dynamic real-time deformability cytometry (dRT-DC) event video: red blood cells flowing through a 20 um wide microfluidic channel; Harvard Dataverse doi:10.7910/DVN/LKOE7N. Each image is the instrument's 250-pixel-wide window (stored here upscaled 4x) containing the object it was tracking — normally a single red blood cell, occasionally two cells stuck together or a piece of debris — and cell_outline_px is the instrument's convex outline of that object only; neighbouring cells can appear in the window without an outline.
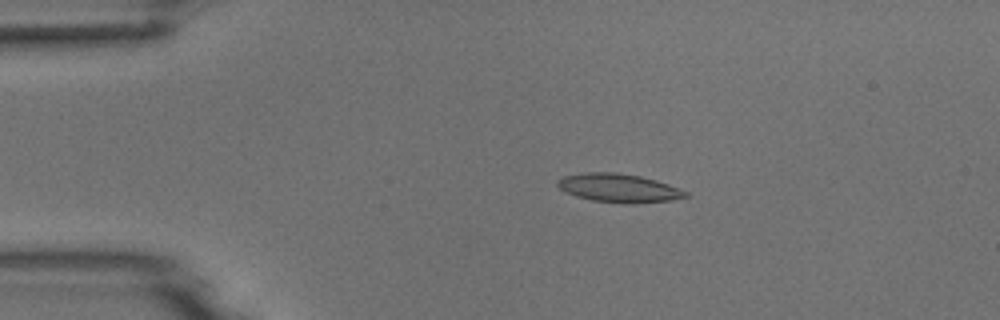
{"species": "common noctule bat (a hibernating species)", "species_latin": "Nyctalus noctula", "temperature_condition": "room temperature", "stored_images_in_passage": 3, "camera_frame_rate_fps": 3000, "um_per_image_px": 0.085, "animal": {"sex": "male", "body_mass_g": 18.8}, "frame": {"image": 1, "passage_image": 2, "time_ms": 1.333, "image_size_px": [1000, 320], "cell_outline_px": [[688, 196], [672, 200], [592, 200], [576, 196], [560, 188], [556, 184], [556, 180], [564, 176], [584, 172], [616, 172], [640, 176], [656, 180], [668, 184], [688, 192]], "centroid_in_image_um": [52.53, 15.91], "position_along_channel_um": 32.5, "area_um2": 20.06}}